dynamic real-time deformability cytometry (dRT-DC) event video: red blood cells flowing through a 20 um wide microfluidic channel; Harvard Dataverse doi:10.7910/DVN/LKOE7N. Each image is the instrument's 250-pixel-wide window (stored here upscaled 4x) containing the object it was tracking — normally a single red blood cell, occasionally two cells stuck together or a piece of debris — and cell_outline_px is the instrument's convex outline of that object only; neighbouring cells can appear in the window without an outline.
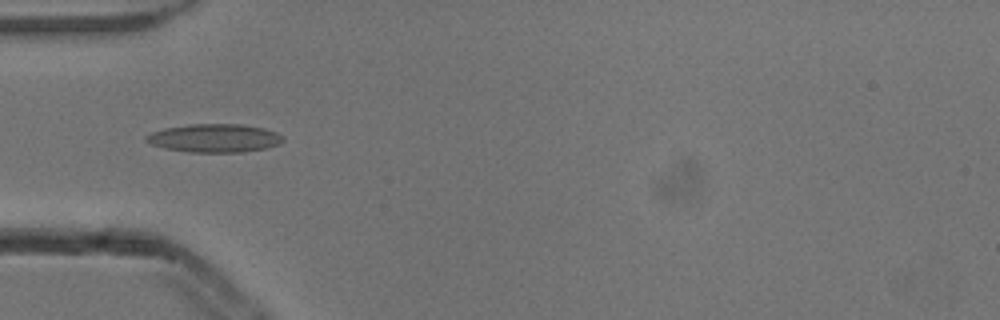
{"species": "common noctule bat (a hibernating species)", "species_latin": "Nyctalus noctula", "temperature_condition": "cold", "stored_images_in_passage": 5, "camera_frame_rate_fps": 3000, "um_per_image_px": 0.085, "animal": {"sex": "male", "body_mass_g": 13.3}, "frame": {"image": 1, "passage_image": 3, "time_ms": 0.667, "image_size_px": [1000, 320], "cell_outline_px": [[284, 140], [280, 144], [268, 148], [244, 152], [188, 152], [164, 148], [152, 144], [144, 140], [144, 136], [152, 132], [164, 128], [192, 124], [240, 124], [264, 128], [276, 132], [284, 136]], "centroid_in_image_um": [18.25, 11.74], "position_along_channel_um": 66.7, "area_um2": 22.77}}
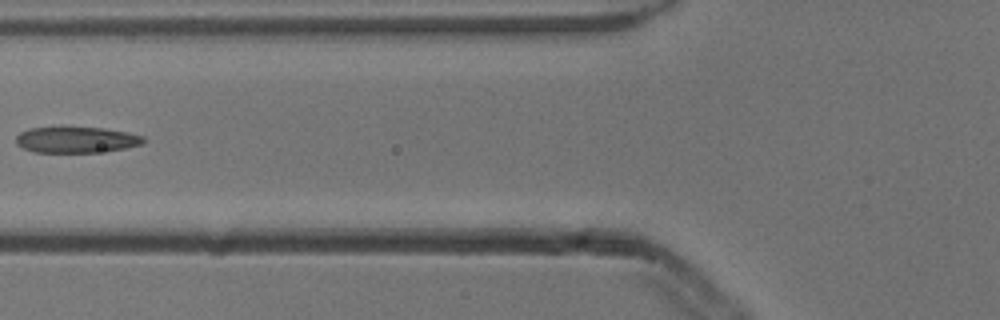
{"frame": {"image": 2, "passage_image": 4, "time_ms": 1.0, "image_size_px": [1000, 320], "cell_outline_px": [[144, 144], [124, 148], [96, 152], [32, 152], [16, 144], [16, 136], [20, 132], [28, 128], [64, 124], [104, 128], [128, 132], [144, 136]], "centroid_in_image_um": [6.44, 11.82], "position_along_channel_um": 119.4, "area_um2": 20.23}}
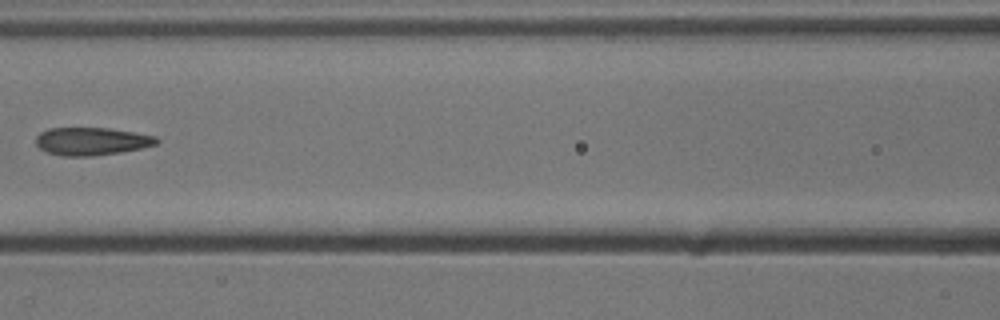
{"frame": {"image": 3, "passage_image": 5, "time_ms": 1.333, "image_size_px": [1000, 320], "cell_outline_px": [[160, 140], [156, 144], [140, 148], [120, 152], [92, 156], [64, 156], [48, 152], [40, 148], [36, 144], [36, 136], [40, 132], [48, 128], [108, 128], [156, 136]], "centroid_in_image_um": [7.77, 12.0], "position_along_channel_um": 158.8, "area_um2": 19.42}}